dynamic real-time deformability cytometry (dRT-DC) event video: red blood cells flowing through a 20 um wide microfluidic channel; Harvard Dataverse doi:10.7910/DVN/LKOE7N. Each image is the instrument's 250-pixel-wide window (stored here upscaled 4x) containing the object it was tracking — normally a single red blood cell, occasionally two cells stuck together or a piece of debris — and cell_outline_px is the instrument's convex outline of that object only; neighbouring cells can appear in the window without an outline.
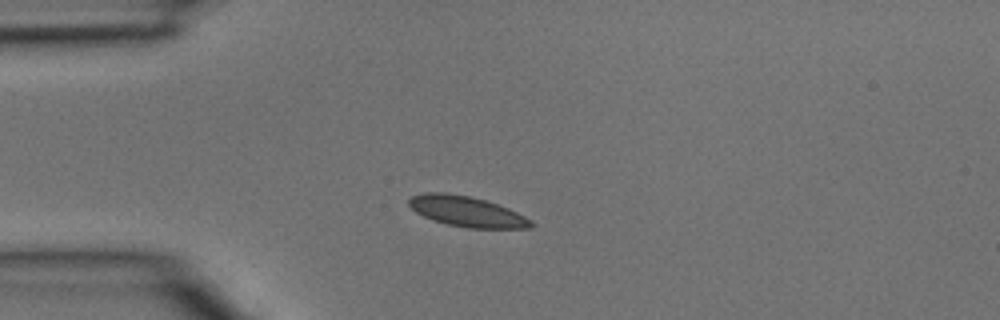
{"species": "common noctule bat (a hibernating species)", "species_latin": "Nyctalus noctula", "temperature_condition": "room temperature", "stored_images_in_passage": 2, "camera_frame_rate_fps": 3000, "um_per_image_px": 0.085, "animal": {"sex": "male", "body_mass_g": 15.6}, "frame": {"image": 1, "passage_image": 1, "time_ms": 0.0, "image_size_px": [1000, 320], "cell_outline_px": [[536, 224], [532, 228], [468, 228], [448, 224], [432, 220], [416, 212], [408, 204], [408, 200], [412, 196], [424, 192], [448, 192], [468, 196], [484, 200], [508, 208], [532, 220]], "centroid_in_image_um": [39.68, 17.98], "position_along_channel_um": 45.3, "area_um2": 21.62}}
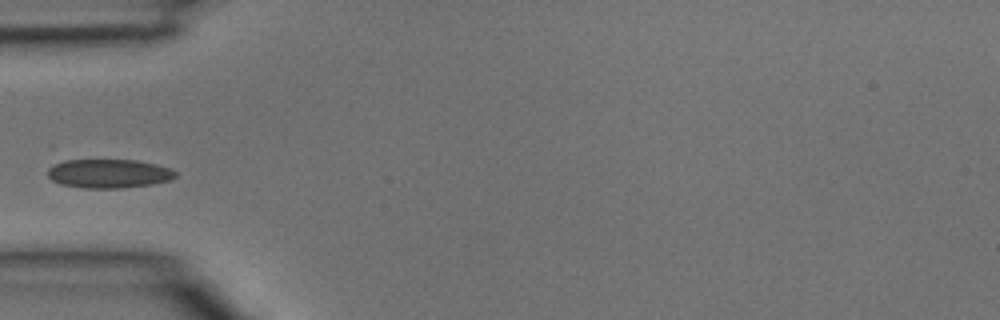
{"frame": {"image": 2, "passage_image": 2, "time_ms": 0.333, "image_size_px": [1000, 320], "cell_outline_px": [[176, 176], [172, 180], [152, 184], [120, 188], [84, 188], [60, 184], [52, 180], [48, 176], [48, 168], [52, 164], [64, 160], [136, 160], [156, 164], [168, 168], [176, 172]], "centroid_in_image_um": [9.23, 14.75], "position_along_channel_um": 75.8, "area_um2": 21.56}}